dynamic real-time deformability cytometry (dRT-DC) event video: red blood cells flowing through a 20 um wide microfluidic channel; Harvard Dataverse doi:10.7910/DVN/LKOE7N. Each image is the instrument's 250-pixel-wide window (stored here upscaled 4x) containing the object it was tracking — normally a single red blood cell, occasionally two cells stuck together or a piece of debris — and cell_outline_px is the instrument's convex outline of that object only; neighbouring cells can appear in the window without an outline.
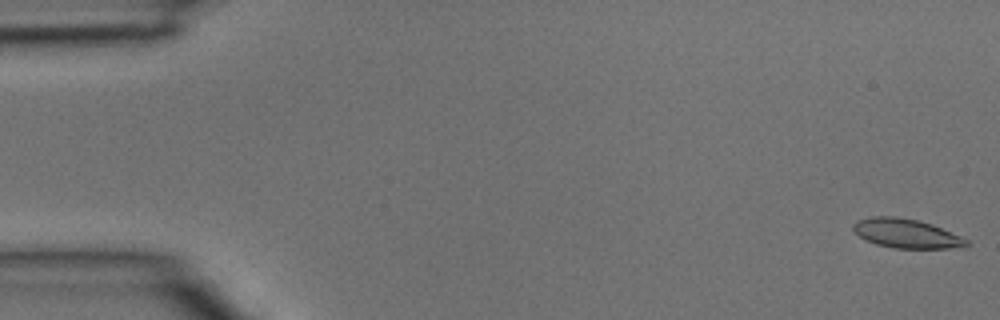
{"species": "common noctule bat (a hibernating species)", "species_latin": "Nyctalus noctula", "temperature_condition": "room temperature", "stored_images_in_passage": 39, "camera_frame_rate_fps": 3000, "um_per_image_px": 0.085, "animal": {"sex": "male", "body_mass_g": 15.6}, "frame": {"image": 1, "passage_image": 1, "time_ms": 0.0, "image_size_px": [1000, 320], "cell_outline_px": [[968, 244], [964, 248], [896, 248], [876, 244], [864, 240], [852, 228], [852, 224], [856, 220], [872, 216], [896, 216], [916, 220], [932, 224], [960, 236], [968, 240]], "centroid_in_image_um": [77.02, 19.84], "position_along_channel_um": 8.0, "area_um2": 19.25}}
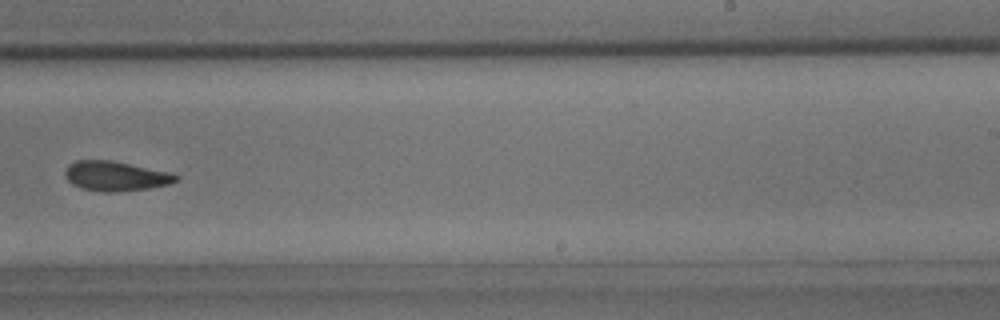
{"frame": {"image": 2, "passage_image": 25, "time_ms": 8.0, "image_size_px": [1000, 320], "cell_outline_px": [[180, 176], [176, 180], [168, 184], [148, 188], [120, 192], [100, 192], [80, 188], [72, 184], [64, 176], [64, 172], [68, 164], [76, 160], [112, 160], [172, 172]], "centroid_in_image_um": [9.8, 14.96], "position_along_channel_um": 279.2, "area_um2": 19.48}}
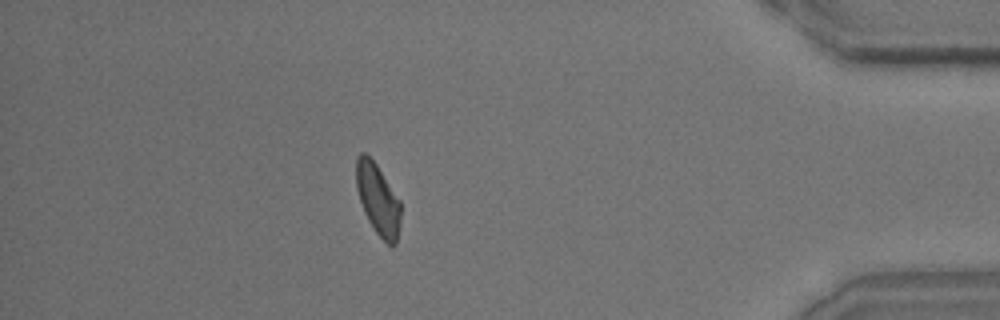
{"frame": {"image": 3, "passage_image": 35, "time_ms": 11.333, "image_size_px": [1000, 320], "cell_outline_px": [[400, 224], [396, 244], [392, 248], [376, 232], [368, 220], [364, 212], [356, 188], [356, 156], [360, 152], [364, 152], [376, 164], [400, 200]], "centroid_in_image_um": [32.12, 16.95], "position_along_channel_um": 403.1, "area_um2": 18.38}}